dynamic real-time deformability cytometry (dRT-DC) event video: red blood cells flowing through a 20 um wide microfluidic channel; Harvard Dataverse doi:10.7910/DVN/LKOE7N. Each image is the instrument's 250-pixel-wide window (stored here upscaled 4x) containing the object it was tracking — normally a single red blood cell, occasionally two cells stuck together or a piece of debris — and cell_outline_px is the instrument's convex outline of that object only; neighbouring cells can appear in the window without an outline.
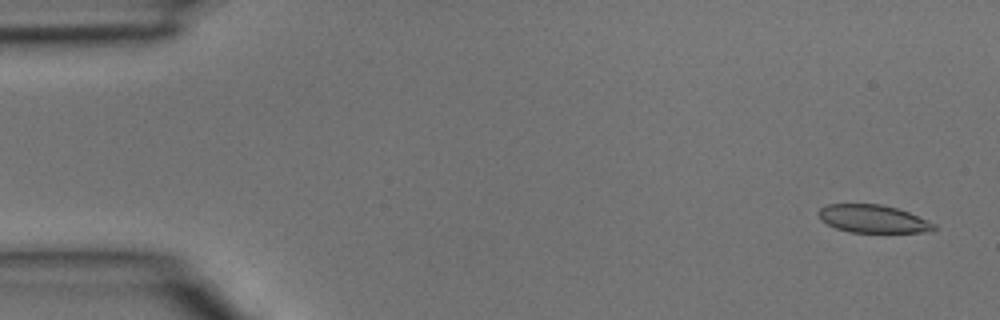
{"species": "common noctule bat (a hibernating species)", "species_latin": "Nyctalus noctula", "temperature_condition": "room temperature", "stored_images_in_passage": 4, "camera_frame_rate_fps": 3000, "um_per_image_px": 0.085, "animal": {"sex": "male", "body_mass_g": 15.6}, "frame": {"image": 1, "passage_image": 1, "time_ms": 0.0, "image_size_px": [1000, 320], "cell_outline_px": [[936, 228], [932, 232], [852, 232], [836, 228], [820, 220], [816, 212], [820, 208], [828, 204], [880, 204], [896, 208], [908, 212], [936, 224]], "centroid_in_image_um": [74.19, 18.6], "position_along_channel_um": 10.8, "area_um2": 18.73}}